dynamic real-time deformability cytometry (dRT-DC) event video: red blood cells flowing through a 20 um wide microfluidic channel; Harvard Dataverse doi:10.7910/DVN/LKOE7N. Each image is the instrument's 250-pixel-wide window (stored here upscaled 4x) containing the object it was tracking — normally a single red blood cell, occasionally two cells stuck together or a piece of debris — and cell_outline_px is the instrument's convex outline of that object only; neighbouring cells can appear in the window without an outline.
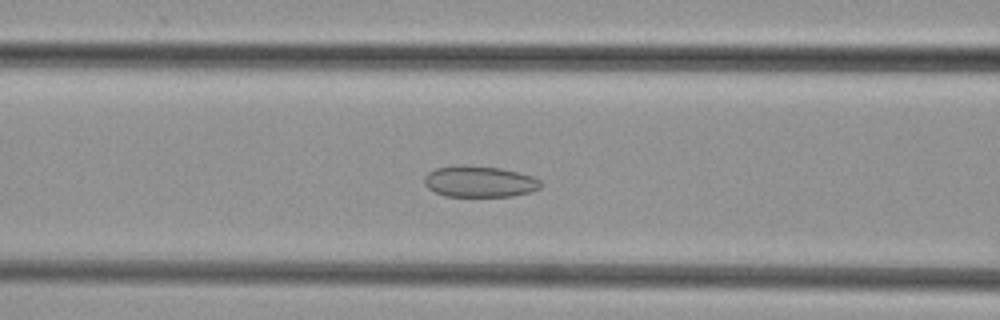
{"species": "common noctule bat (a hibernating species)", "species_latin": "Nyctalus noctula", "temperature_condition": "cold", "stored_images_in_passage": 48, "camera_frame_rate_fps": 3000, "um_per_image_px": 0.085, "animal": {"sex": "female", "body_mass_g": 29.2, "forearm_length_mm": 56.3}, "frame": {"image": 1, "passage_image": 19, "time_ms": 6.0, "image_size_px": [1000, 320], "cell_outline_px": [[544, 184], [540, 188], [532, 192], [512, 196], [444, 196], [428, 188], [424, 184], [424, 176], [428, 172], [436, 168], [500, 168], [532, 176], [540, 180]], "centroid_in_image_um": [40.81, 15.49], "position_along_channel_um": 125.8, "area_um2": 20.4}}
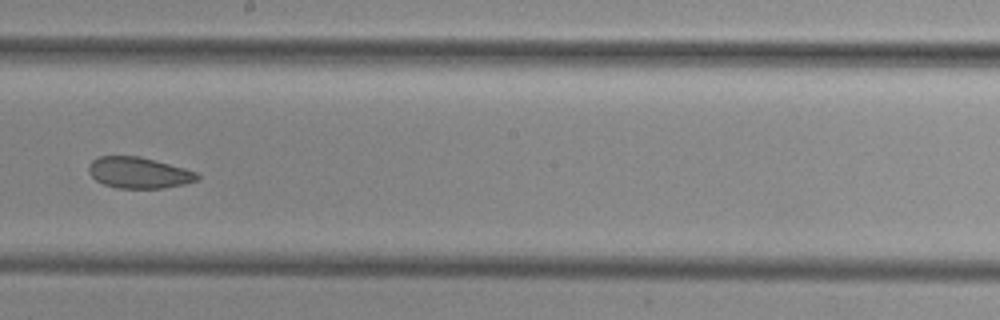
{"frame": {"image": 2, "passage_image": 27, "time_ms": 8.667, "image_size_px": [1000, 320], "cell_outline_px": [[200, 176], [196, 180], [184, 184], [160, 188], [116, 188], [104, 184], [96, 180], [88, 172], [88, 164], [96, 156], [140, 156], [184, 168], [196, 172]], "centroid_in_image_um": [11.75, 14.67], "position_along_channel_um": 236.4, "area_um2": 19.65}}
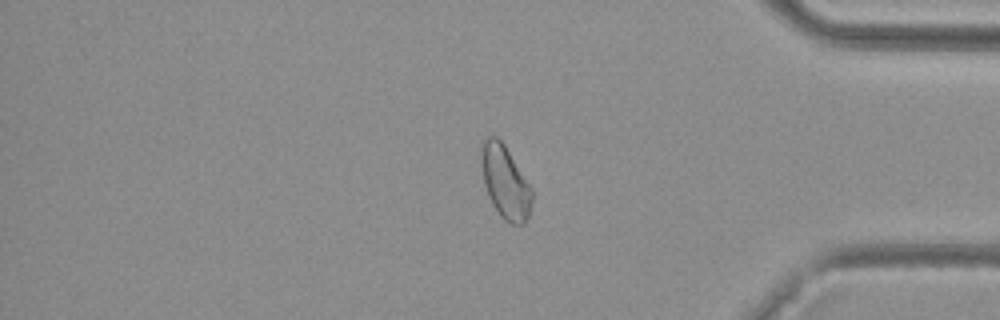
{"frame": {"image": 3, "passage_image": 40, "time_ms": 13.0, "image_size_px": [1000, 320], "cell_outline_px": [[532, 200], [528, 216], [524, 224], [512, 224], [504, 220], [500, 216], [492, 204], [488, 196], [484, 184], [480, 160], [480, 144], [488, 136], [496, 136], [504, 144], [532, 188]], "centroid_in_image_um": [42.91, 15.46], "position_along_channel_um": 392.3, "area_um2": 21.68}}